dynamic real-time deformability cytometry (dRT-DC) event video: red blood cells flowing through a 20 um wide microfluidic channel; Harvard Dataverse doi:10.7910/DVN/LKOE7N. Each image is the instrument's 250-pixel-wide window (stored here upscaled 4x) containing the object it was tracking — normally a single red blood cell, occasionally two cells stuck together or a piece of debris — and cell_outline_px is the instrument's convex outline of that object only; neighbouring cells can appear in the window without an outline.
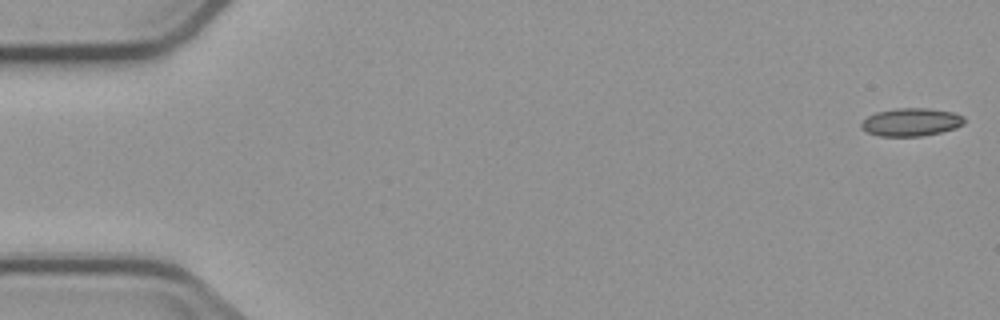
{"species": "common noctule bat (a hibernating species)", "species_latin": "Nyctalus noctula", "temperature_condition": "cold", "stored_images_in_passage": 5, "camera_frame_rate_fps": 3000, "um_per_image_px": 0.085, "animal": {"sex": "male", "body_mass_g": 23.1, "forearm_length_mm": 52.7}, "frame": {"image": 1, "passage_image": 1, "time_ms": 0.0, "image_size_px": [1000, 320], "cell_outline_px": [[964, 124], [956, 128], [940, 132], [920, 136], [880, 136], [868, 132], [860, 128], [860, 124], [868, 116], [876, 112], [900, 108], [928, 108], [952, 112], [964, 116]], "centroid_in_image_um": [77.45, 10.38], "position_along_channel_um": 7.6, "area_um2": 16.7}}